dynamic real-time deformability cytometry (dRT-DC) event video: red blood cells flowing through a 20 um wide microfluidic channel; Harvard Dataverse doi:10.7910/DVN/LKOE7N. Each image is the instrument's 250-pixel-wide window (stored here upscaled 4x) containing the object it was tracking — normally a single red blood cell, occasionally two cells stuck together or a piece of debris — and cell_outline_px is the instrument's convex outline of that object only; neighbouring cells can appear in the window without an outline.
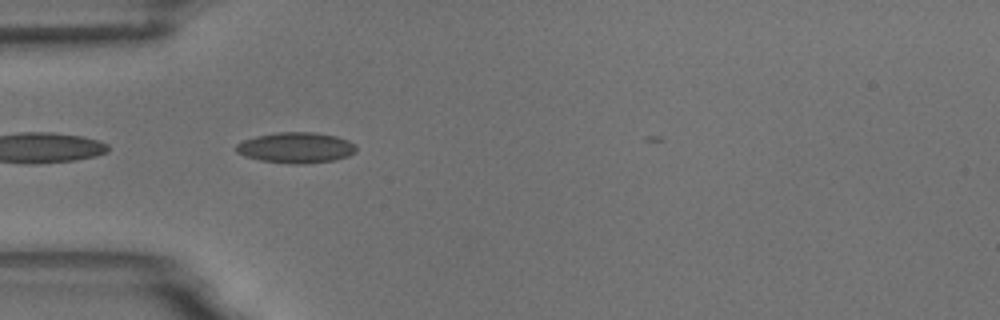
{"species": "common noctule bat (a hibernating species)", "species_latin": "Nyctalus noctula", "temperature_condition": "room temperature", "stored_images_in_passage": 2, "camera_frame_rate_fps": 3000, "um_per_image_px": 0.085, "animal": {"sex": "male", "body_mass_g": 18.8}, "frame": {"image": 1, "passage_image": 1, "time_ms": 0.0, "image_size_px": [1000, 320], "cell_outline_px": [[356, 152], [348, 156], [336, 160], [304, 164], [292, 164], [260, 160], [244, 156], [236, 152], [236, 144], [244, 140], [256, 136], [276, 132], [316, 132], [336, 136], [348, 140], [356, 144]], "centroid_in_image_um": [25.18, 12.55], "position_along_channel_um": 59.8, "area_um2": 21.68}}